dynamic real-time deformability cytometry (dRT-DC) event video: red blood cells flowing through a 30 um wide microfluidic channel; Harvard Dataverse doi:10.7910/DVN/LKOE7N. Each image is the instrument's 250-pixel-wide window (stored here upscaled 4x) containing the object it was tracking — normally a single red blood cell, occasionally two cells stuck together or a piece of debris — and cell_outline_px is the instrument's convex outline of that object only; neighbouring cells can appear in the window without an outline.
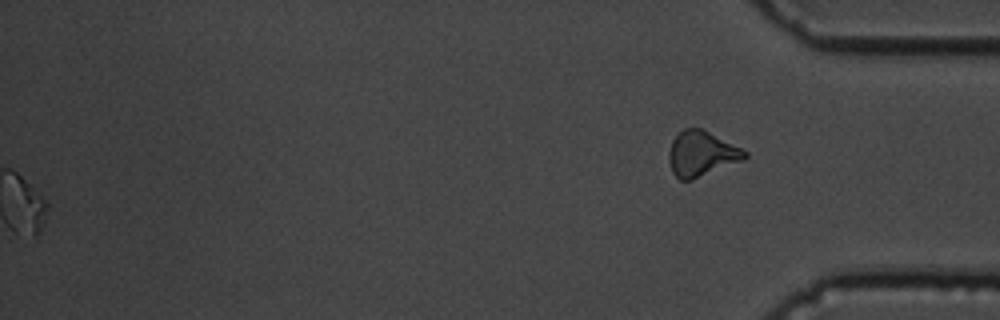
{"species": "common noctule bat (a hibernating species)", "species_latin": "Nyctalus noctula", "temperature_condition": "cold", "stored_images_in_passage": 61, "segment_of_instrument_passage": [2, 2], "camera_frame_rate_fps": 3000, "um_per_image_px": 0.085, "animal": {"sex": "male", "body_mass_g": 19.5, "forearm_length_mm": 54.6}, "frame": {"image": 1, "passage_image": 61, "time_ms": 20.0, "image_size_px": [1000, 320], "cell_outline_px": [[748, 156], [744, 160], [692, 180], [680, 180], [672, 172], [668, 160], [668, 152], [672, 140], [684, 128], [700, 128], [748, 152]], "centroid_in_image_um": [59.6, 13.09], "position_along_channel_um": 375.6, "area_um2": 19.83}}